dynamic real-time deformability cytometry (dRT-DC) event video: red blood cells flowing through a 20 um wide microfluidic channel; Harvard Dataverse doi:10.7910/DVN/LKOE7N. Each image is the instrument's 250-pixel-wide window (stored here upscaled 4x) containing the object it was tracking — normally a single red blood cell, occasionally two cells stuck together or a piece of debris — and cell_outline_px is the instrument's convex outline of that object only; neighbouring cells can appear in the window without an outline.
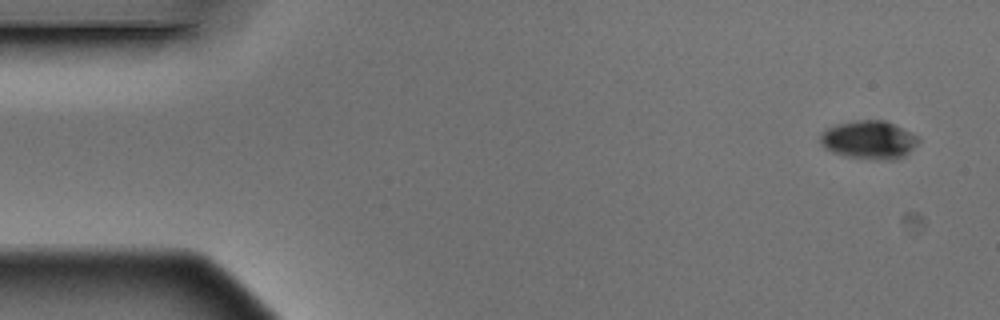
{"species": "Egyptian fruit bat (a non-hibernating species)", "species_latin": "Rousettus aegyptiacus", "temperature_condition": "warm", "stored_images_in_passage": 4, "camera_frame_rate_fps": 3000, "um_per_image_px": 0.085, "animal": {"sex": "male"}, "frame": {"image": 1, "passage_image": 1, "time_ms": 0.0, "image_size_px": [1000, 320], "cell_outline_px": [[920, 140], [904, 156], [896, 160], [876, 160], [848, 156], [832, 152], [824, 148], [820, 144], [820, 136], [828, 128], [836, 124], [856, 120], [884, 120], [916, 136]], "centroid_in_image_um": [73.83, 11.9], "position_along_channel_um": 11.2, "area_um2": 21.62}}